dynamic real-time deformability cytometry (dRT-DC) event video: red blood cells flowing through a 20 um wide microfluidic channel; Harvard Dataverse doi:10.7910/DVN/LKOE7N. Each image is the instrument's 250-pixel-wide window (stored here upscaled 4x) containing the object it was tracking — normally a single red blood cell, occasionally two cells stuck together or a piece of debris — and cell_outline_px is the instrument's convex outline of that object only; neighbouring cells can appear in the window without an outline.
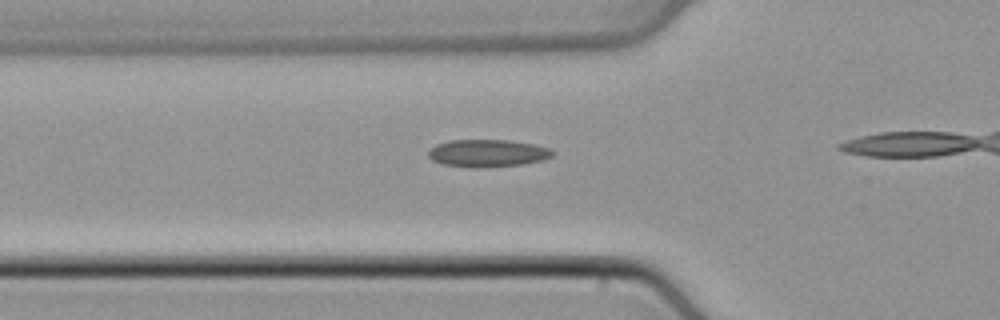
{"species": "common noctule bat (a hibernating species)", "species_latin": "Nyctalus noctula", "temperature_condition": "cold", "stored_images_in_passage": 17, "camera_frame_rate_fps": 3000, "um_per_image_px": 0.085, "animal": {"sex": "male", "body_mass_g": 21.5, "forearm_length_mm": 52.0}, "frame": {"image": 1, "passage_image": 10, "time_ms": 3.0, "image_size_px": [1000, 320], "cell_outline_px": [[552, 156], [544, 160], [520, 164], [476, 168], [444, 164], [432, 160], [428, 156], [428, 152], [436, 144], [448, 140], [508, 140], [532, 144], [552, 148]], "centroid_in_image_um": [41.44, 13.01], "position_along_channel_um": 84.4, "area_um2": 19.71}}